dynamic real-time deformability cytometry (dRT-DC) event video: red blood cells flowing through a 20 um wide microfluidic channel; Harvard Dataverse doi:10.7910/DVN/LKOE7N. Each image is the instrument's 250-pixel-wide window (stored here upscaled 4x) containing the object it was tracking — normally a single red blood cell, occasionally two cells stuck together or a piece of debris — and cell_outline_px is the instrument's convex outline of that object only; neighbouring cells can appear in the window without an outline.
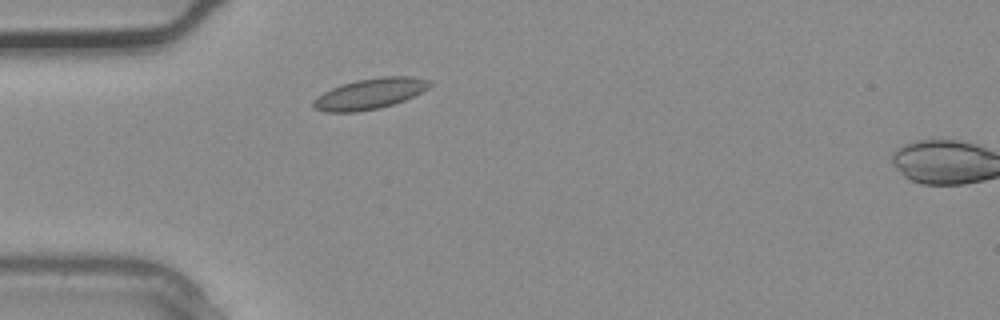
{"species": "common noctule bat (a hibernating species)", "species_latin": "Nyctalus noctula", "temperature_condition": "warm", "stored_images_in_passage": 2, "segment_of_instrument_passage": [1, 2], "camera_frame_rate_fps": 3000, "um_per_image_px": 0.085, "animal": {"sex": "male", "body_mass_g": 20.4}, "frame": {"image": 1, "passage_image": 1, "time_ms": 0.0, "image_size_px": [1000, 320], "cell_outline_px": [[432, 84], [428, 88], [404, 100], [380, 108], [356, 112], [324, 112], [316, 108], [312, 104], [312, 100], [316, 96], [340, 84], [356, 80], [380, 76], [412, 76], [432, 80]], "centroid_in_image_um": [31.43, 7.95], "position_along_channel_um": 53.6, "area_um2": 20.92}}